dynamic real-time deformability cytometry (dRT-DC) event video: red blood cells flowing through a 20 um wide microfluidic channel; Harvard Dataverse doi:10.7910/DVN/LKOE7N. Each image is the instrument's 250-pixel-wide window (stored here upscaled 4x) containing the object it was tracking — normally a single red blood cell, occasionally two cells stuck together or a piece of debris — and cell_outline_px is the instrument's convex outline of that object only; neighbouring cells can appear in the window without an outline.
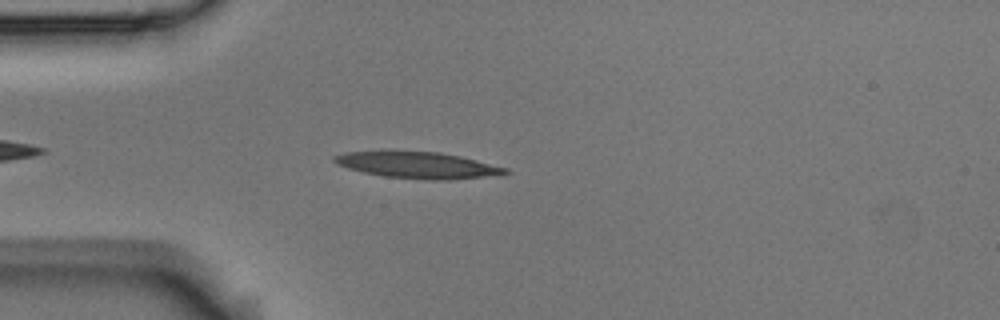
{"species": "Egyptian fruit bat (a non-hibernating species)", "species_latin": "Rousettus aegyptiacus", "temperature_condition": "room temperature", "stored_images_in_passage": 41, "camera_frame_rate_fps": 3000, "um_per_image_px": 0.085, "animal": {"sex": "male"}, "frame": {"image": 1, "passage_image": 3, "time_ms": 0.667, "image_size_px": [1000, 320], "cell_outline_px": [[512, 172], [500, 176], [448, 180], [432, 180], [384, 176], [364, 172], [348, 168], [336, 164], [332, 160], [332, 156], [344, 152], [380, 148], [392, 148], [440, 152], [460, 156], [508, 168]], "centroid_in_image_um": [35.46, 13.98], "position_along_channel_um": 49.5, "area_um2": 27.8}}
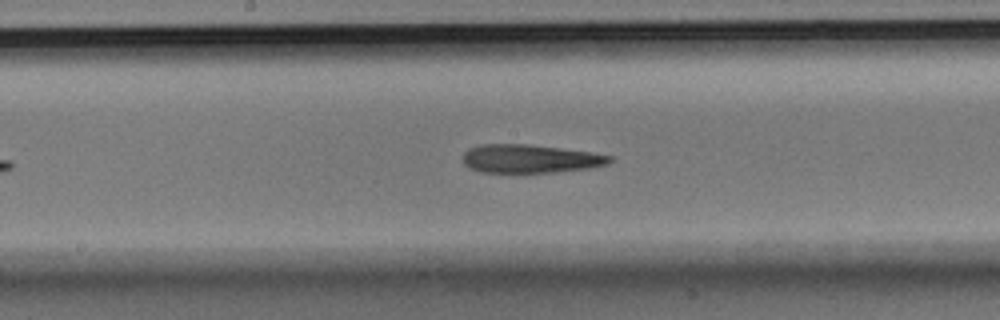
{"frame": {"image": 2, "passage_image": 17, "time_ms": 5.333, "image_size_px": [1000, 320], "cell_outline_px": [[612, 160], [608, 164], [588, 168], [556, 172], [480, 172], [468, 168], [464, 164], [464, 152], [468, 148], [480, 144], [528, 144], [592, 152], [612, 156]], "centroid_in_image_um": [45.04, 13.49], "position_along_channel_um": 203.2, "area_um2": 24.33}}
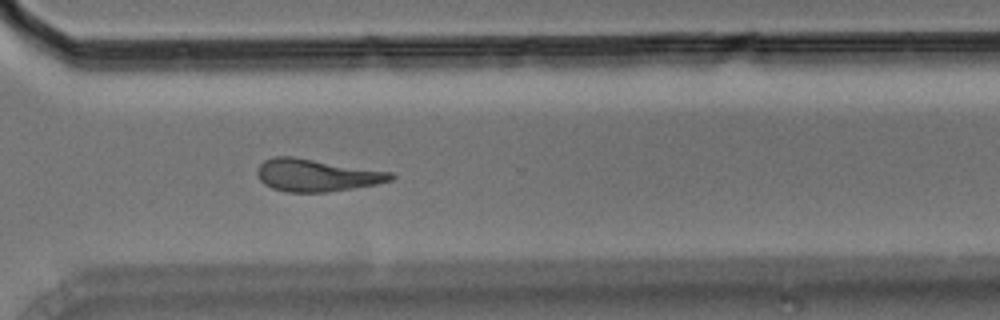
{"frame": {"image": 3, "passage_image": 29, "time_ms": 9.333, "image_size_px": [1000, 320], "cell_outline_px": [[396, 176], [392, 180], [376, 184], [328, 192], [288, 192], [272, 188], [264, 184], [260, 180], [256, 172], [256, 168], [264, 160], [276, 156], [292, 156], [392, 172]], "centroid_in_image_um": [26.89, 14.89], "position_along_channel_um": 343.7, "area_um2": 25.2}, "authors_computed_cell_mechanics": {"area_um2": 25.0852, "velocity_mm_per_s": 3.52, "shape_relaxation_time_tau1_ms": 10.9352, "shape_relaxation_time_tau2_ms": 10.5895, "deformation_change_tau1": 0.3002, "deformation_change_tau2": 0.2676}}